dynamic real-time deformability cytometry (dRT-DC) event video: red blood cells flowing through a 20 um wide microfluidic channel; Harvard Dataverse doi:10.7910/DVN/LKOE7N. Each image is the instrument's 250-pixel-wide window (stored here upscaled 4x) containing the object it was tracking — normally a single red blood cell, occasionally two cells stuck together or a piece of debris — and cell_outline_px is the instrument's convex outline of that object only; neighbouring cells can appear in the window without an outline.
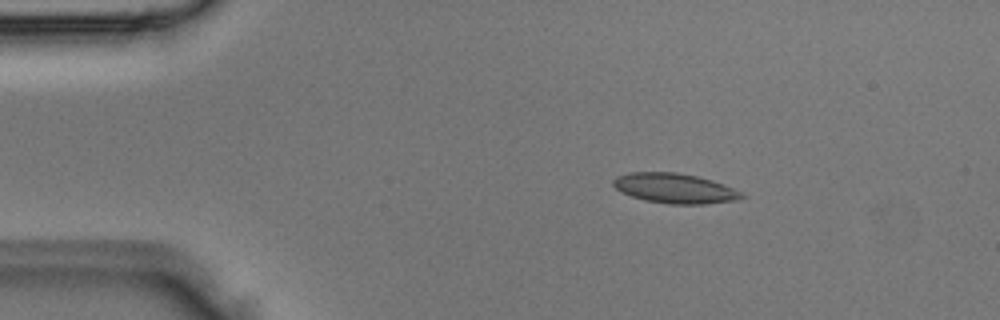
{"species": "Egyptian fruit bat (a non-hibernating species)", "species_latin": "Rousettus aegyptiacus", "temperature_condition": "room temperature", "stored_images_in_passage": 5, "camera_frame_rate_fps": 3000, "um_per_image_px": 0.085, "animal": {"sex": "male"}, "frame": {"image": 1, "passage_image": 3, "time_ms": 0.667, "image_size_px": [1000, 320], "cell_outline_px": [[744, 196], [736, 200], [704, 204], [668, 204], [644, 200], [620, 192], [612, 184], [612, 180], [616, 176], [628, 172], [676, 172], [696, 176], [712, 180], [724, 184], [740, 192]], "centroid_in_image_um": [57.3, 16.0], "position_along_channel_um": 27.7, "area_um2": 22.37}}
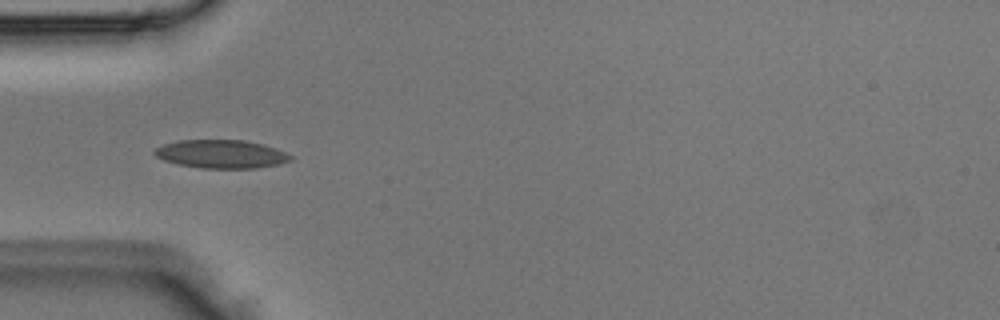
{"frame": {"image": 2, "passage_image": 5, "time_ms": 1.333, "image_size_px": [1000, 320], "cell_outline_px": [[292, 160], [276, 164], [256, 168], [204, 168], [180, 164], [164, 160], [156, 156], [152, 152], [156, 148], [164, 144], [176, 140], [244, 140], [264, 144], [276, 148], [292, 156]], "centroid_in_image_um": [18.8, 13.08], "position_along_channel_um": 66.2, "area_um2": 22.31}}